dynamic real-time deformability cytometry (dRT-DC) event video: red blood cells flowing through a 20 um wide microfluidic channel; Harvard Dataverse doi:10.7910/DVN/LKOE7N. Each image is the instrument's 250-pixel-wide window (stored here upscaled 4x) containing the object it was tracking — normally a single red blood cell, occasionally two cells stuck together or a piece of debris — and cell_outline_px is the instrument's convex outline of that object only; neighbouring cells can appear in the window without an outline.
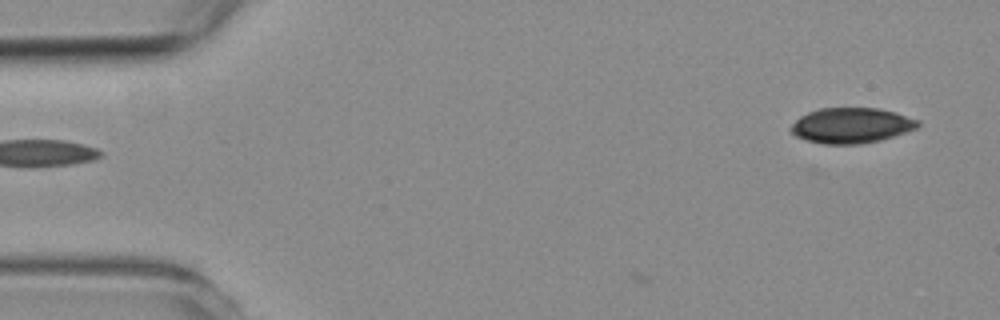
{"species": "common noctule bat (a hibernating species)", "species_latin": "Nyctalus noctula", "temperature_condition": "room temperature", "stored_images_in_passage": 3, "camera_frame_rate_fps": 3000, "um_per_image_px": 0.085, "animal": {"sex": "female", "body_mass_g": 19.3, "forearm_length_mm": 54.1}, "frame": {"image": 1, "passage_image": 3, "time_ms": 0.667, "image_size_px": [1000, 320], "cell_outline_px": [[920, 124], [916, 128], [880, 140], [860, 144], [824, 144], [808, 140], [796, 136], [788, 128], [800, 116], [808, 112], [820, 108], [880, 108], [896, 112], [920, 120]], "centroid_in_image_um": [72.36, 10.65], "position_along_channel_um": 12.6, "area_um2": 26.13}}